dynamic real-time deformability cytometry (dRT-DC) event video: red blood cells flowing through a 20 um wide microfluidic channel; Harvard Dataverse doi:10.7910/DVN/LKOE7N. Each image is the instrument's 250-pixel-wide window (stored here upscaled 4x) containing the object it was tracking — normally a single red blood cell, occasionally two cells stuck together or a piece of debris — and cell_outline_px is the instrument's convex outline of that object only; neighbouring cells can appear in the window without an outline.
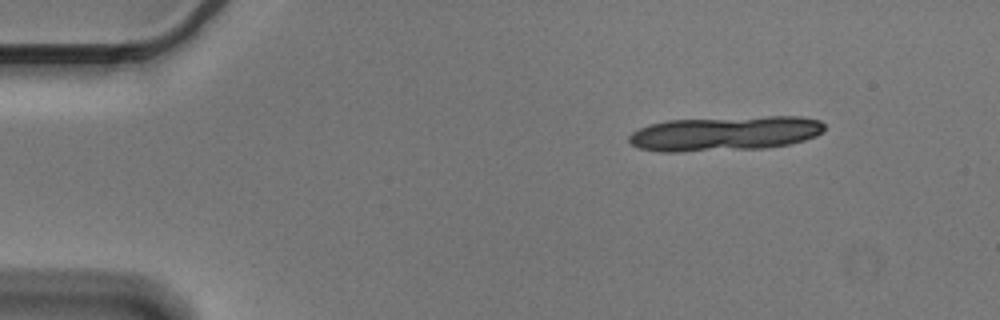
{"species": "Egyptian fruit bat (a non-hibernating species)", "species_latin": "Rousettus aegyptiacus", "temperature_condition": "cold", "stored_images_in_passage": 4, "segment_of_instrument_passage": [1, 2], "camera_frame_rate_fps": 3000, "um_per_image_px": 0.085, "animal": {"sex": "male"}, "frame": {"image": 1, "passage_image": 1, "time_ms": 0.0, "image_size_px": [1000, 320], "cell_outline_px": [[824, 128], [816, 136], [804, 140], [788, 144], [764, 148], [680, 152], [660, 152], [640, 148], [632, 144], [628, 140], [628, 136], [632, 132], [648, 124], [668, 120], [764, 116], [804, 116], [820, 120], [824, 124]], "centroid_in_image_um": [61.61, 11.34], "position_along_channel_um": 23.4, "area_um2": 39.71}}